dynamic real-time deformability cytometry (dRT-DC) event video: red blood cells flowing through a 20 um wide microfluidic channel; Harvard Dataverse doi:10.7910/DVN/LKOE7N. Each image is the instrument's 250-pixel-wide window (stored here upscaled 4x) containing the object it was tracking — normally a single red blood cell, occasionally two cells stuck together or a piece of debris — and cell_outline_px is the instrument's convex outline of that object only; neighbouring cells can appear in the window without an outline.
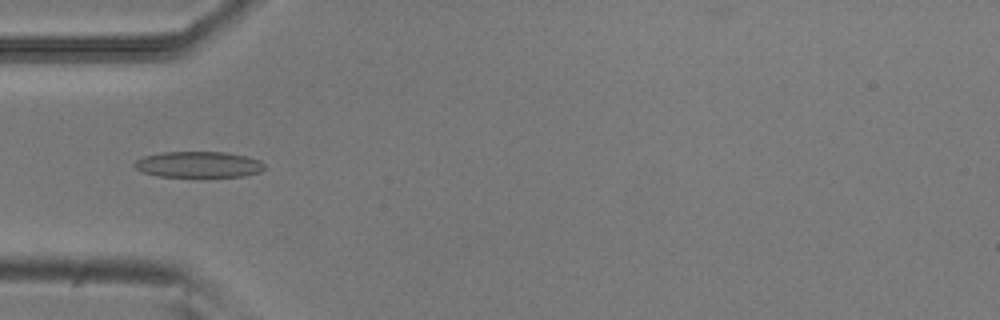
{"species": "common noctule bat (a hibernating species)", "species_latin": "Nyctalus noctula", "temperature_condition": "room temperature", "stored_images_in_passage": 52, "camera_frame_rate_fps": 3000, "um_per_image_px": 0.085, "animal": {"sex": "male", "body_mass_g": 20.5, "forearm_length_mm": 52.5}, "frame": {"image": 1, "passage_image": 16, "time_ms": 5.0, "image_size_px": [1000, 320], "cell_outline_px": [[264, 168], [260, 172], [244, 176], [200, 180], [156, 176], [144, 172], [136, 168], [132, 164], [136, 160], [144, 156], [160, 152], [224, 152], [244, 156], [260, 160], [264, 164]], "centroid_in_image_um": [16.86, 14.04], "position_along_channel_um": 68.1, "area_um2": 20.81}}
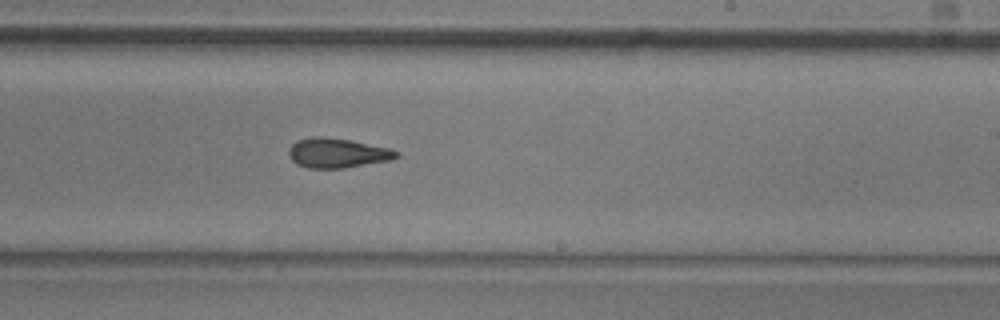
{"frame": {"image": 2, "passage_image": 31, "time_ms": 10.0, "image_size_px": [1000, 320], "cell_outline_px": [[400, 156], [392, 160], [344, 168], [308, 168], [296, 164], [292, 160], [288, 152], [292, 144], [296, 140], [312, 136], [320, 136], [348, 140], [388, 148], [400, 152]], "centroid_in_image_um": [28.67, 13.01], "position_along_channel_um": 260.3, "area_um2": 18.55}}
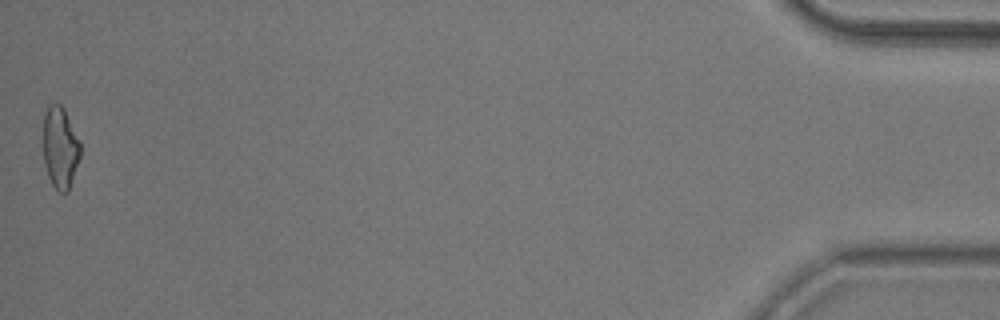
{"frame": {"image": 3, "passage_image": 52, "time_ms": 17.0, "image_size_px": [1000, 320], "cell_outline_px": [[80, 156], [68, 192], [60, 192], [52, 184], [48, 176], [44, 164], [44, 116], [48, 104], [60, 104], [64, 108], [80, 144]], "centroid_in_image_um": [5.1, 12.55], "position_along_channel_um": 430.1, "area_um2": 17.34}, "authors_computed_cell_mechanics": {"area_um2": 18.6116, "velocity_mm_per_s": 3.8263, "shape_relaxation_time_tau1_ms": null, "shape_relaxation_time_tau2_ms": 4.3088, "deformation_change_tau1": null, "deformation_change_tau2": 0.1308}}